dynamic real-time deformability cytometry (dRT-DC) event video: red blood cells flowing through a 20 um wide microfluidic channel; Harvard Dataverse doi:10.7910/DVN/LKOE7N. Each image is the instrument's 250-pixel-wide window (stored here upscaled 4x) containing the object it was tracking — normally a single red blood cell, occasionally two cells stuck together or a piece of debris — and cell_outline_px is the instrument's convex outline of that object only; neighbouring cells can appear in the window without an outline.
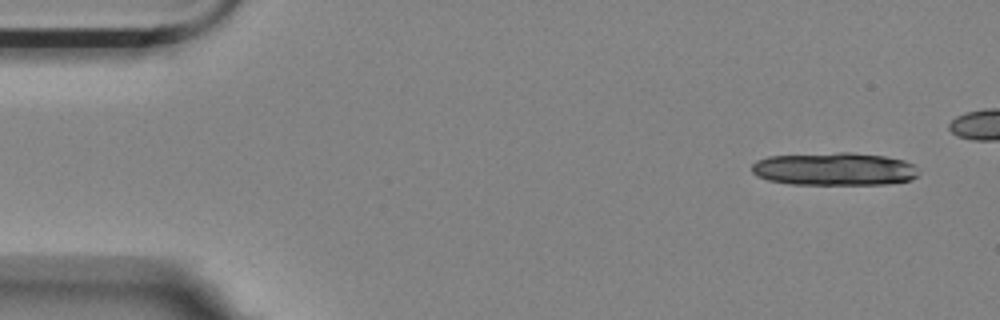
{"species": "Egyptian fruit bat (a non-hibernating species)", "species_latin": "Rousettus aegyptiacus", "temperature_condition": "room temperature", "stored_images_in_passage": 14, "camera_frame_rate_fps": 3000, "um_per_image_px": 0.085, "animal": {"sex": "female"}, "frame": {"image": 1, "passage_image": 1, "time_ms": 0.0, "image_size_px": [1000, 320], "cell_outline_px": [[920, 172], [912, 180], [888, 184], [788, 184], [768, 180], [756, 176], [752, 172], [752, 164], [756, 160], [768, 156], [836, 152], [852, 152], [884, 156], [904, 160], [912, 164]], "centroid_in_image_um": [70.91, 14.36], "position_along_channel_um": 14.1, "area_um2": 32.31}}